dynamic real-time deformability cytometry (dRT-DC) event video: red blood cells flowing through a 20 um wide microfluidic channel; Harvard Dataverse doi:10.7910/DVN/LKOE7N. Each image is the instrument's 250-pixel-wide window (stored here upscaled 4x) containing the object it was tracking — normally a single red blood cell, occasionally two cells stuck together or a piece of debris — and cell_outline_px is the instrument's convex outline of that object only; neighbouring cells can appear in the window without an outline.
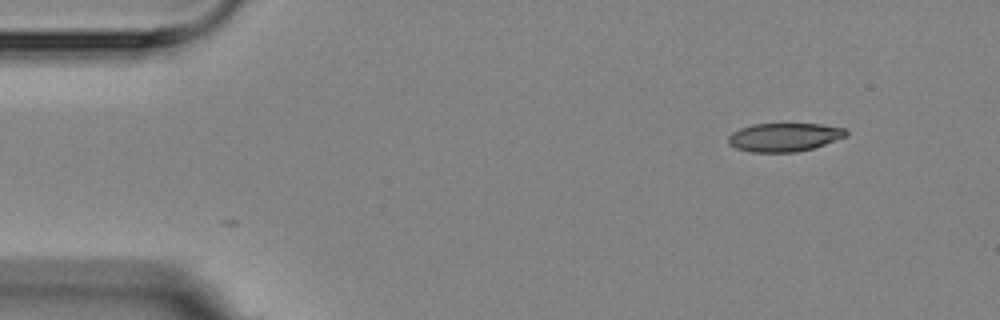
{"species": "Egyptian fruit bat (a non-hibernating species)", "species_latin": "Rousettus aegyptiacus", "temperature_condition": "room temperature", "stored_images_in_passage": 2, "camera_frame_rate_fps": 3000, "um_per_image_px": 0.085, "animal": {"sex": "female"}, "frame": {"image": 1, "passage_image": 2, "time_ms": 1.333, "image_size_px": [1000, 320], "cell_outline_px": [[848, 136], [812, 148], [796, 152], [752, 152], [736, 148], [728, 144], [728, 136], [732, 132], [740, 128], [752, 124], [820, 124], [844, 128], [848, 132]], "centroid_in_image_um": [66.65, 11.66], "position_along_channel_um": 18.4, "area_um2": 19.54}}